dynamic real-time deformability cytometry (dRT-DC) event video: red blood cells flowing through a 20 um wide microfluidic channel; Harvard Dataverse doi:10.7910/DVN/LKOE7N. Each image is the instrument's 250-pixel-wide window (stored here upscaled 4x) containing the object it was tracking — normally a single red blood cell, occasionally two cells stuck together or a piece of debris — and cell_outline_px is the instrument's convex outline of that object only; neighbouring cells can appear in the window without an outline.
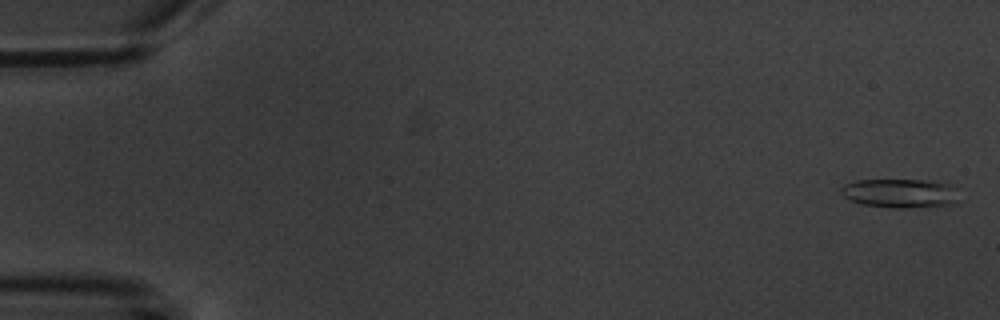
{"species": "common noctule bat (a hibernating species)", "species_latin": "Nyctalus noctula", "temperature_condition": "warm", "stored_images_in_passage": 5, "camera_frame_rate_fps": 3000, "um_per_image_px": 0.085, "animal": {"sex": "male", "body_mass_g": 20.1, "forearm_length_mm": 53.5}, "frame": {"image": 1, "passage_image": 1, "time_ms": 0.0, "image_size_px": [1000, 320], "cell_outline_px": [[956, 204], [904, 208], [892, 208], [860, 204], [848, 200], [840, 192], [840, 188], [844, 184], [856, 180], [932, 180], [952, 184], [956, 200]], "centroid_in_image_um": [76.45, 16.42], "position_along_channel_um": 8.6, "area_um2": 20.06}}